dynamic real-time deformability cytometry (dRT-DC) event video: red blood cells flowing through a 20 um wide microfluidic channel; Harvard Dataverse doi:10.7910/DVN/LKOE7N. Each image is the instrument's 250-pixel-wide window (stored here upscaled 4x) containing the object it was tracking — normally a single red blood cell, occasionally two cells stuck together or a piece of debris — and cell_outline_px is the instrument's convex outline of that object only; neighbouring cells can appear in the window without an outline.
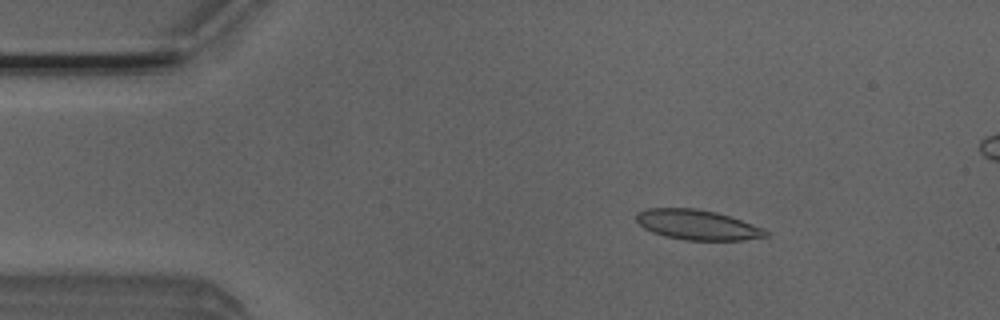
{"species": "Egyptian fruit bat (a non-hibernating species)", "species_latin": "Rousettus aegyptiacus", "temperature_condition": "room temperature", "stored_images_in_passage": 5, "camera_frame_rate_fps": 3000, "um_per_image_px": 0.085, "animal": {"sex": "male"}, "frame": {"image": 1, "passage_image": 2, "time_ms": 0.333, "image_size_px": [1000, 320], "cell_outline_px": [[768, 236], [744, 240], [684, 240], [664, 236], [652, 232], [644, 228], [636, 220], [636, 212], [648, 208], [696, 208], [716, 212], [764, 228], [768, 232]], "centroid_in_image_um": [59.25, 19.11], "position_along_channel_um": 25.7, "area_um2": 22.6}}